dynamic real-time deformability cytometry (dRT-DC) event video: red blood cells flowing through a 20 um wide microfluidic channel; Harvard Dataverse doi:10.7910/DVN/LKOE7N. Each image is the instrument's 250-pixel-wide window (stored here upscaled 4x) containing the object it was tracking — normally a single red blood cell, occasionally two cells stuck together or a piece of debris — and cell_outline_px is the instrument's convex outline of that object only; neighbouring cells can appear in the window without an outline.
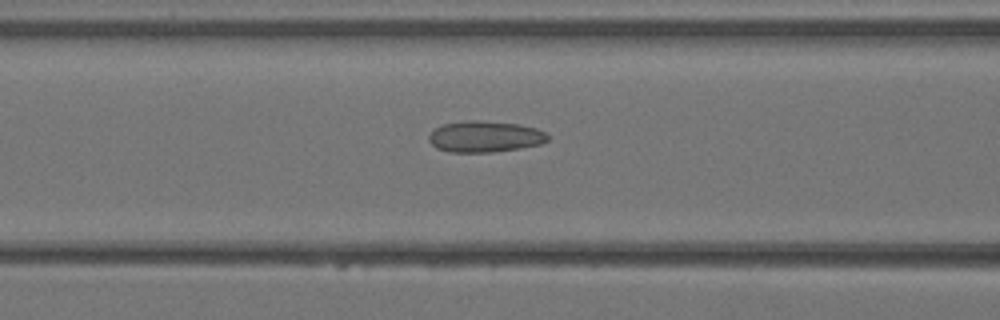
{"species": "Egyptian fruit bat (a non-hibernating species)", "species_latin": "Rousettus aegyptiacus", "temperature_condition": "warm", "stored_images_in_passage": 14, "camera_frame_rate_fps": 3000, "um_per_image_px": 0.085, "animal": {"sex": "female"}, "frame": {"image": 1, "passage_image": 10, "time_ms": 3.0, "image_size_px": [1000, 320], "cell_outline_px": [[548, 140], [540, 144], [520, 148], [492, 152], [448, 152], [436, 148], [428, 140], [428, 136], [436, 128], [444, 124], [468, 120], [476, 120], [516, 124], [536, 128], [544, 132], [548, 136]], "centroid_in_image_um": [41.19, 11.62], "position_along_channel_um": 125.4, "area_um2": 21.44}}
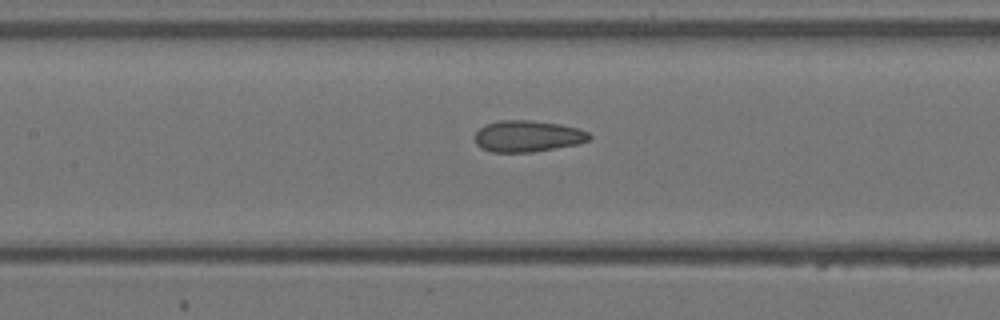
{"frame": {"image": 2, "passage_image": 12, "time_ms": 3.667, "image_size_px": [1000, 320], "cell_outline_px": [[592, 140], [576, 144], [532, 152], [492, 152], [480, 148], [476, 144], [476, 132], [484, 124], [500, 120], [528, 120], [560, 124], [580, 128], [588, 132], [592, 136]], "centroid_in_image_um": [44.86, 11.57], "position_along_channel_um": 162.5, "area_um2": 21.04}}